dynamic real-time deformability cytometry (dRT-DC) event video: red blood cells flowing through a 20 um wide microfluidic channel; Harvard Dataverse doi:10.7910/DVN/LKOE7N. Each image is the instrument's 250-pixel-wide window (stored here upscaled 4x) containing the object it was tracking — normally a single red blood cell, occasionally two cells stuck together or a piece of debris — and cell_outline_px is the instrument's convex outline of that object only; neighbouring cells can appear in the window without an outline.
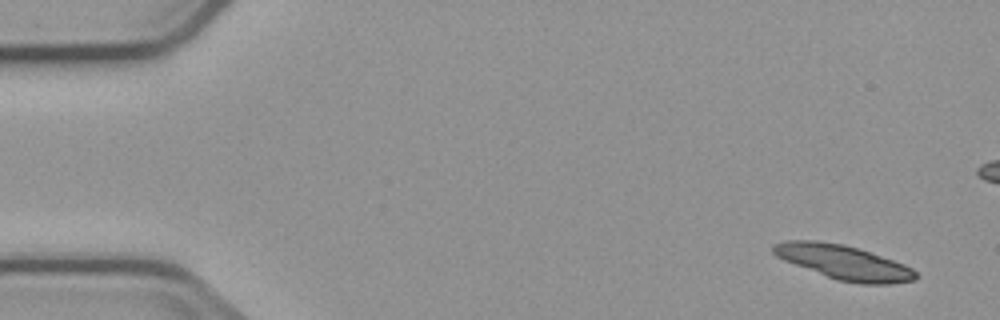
{"species": "common noctule bat (a hibernating species)", "species_latin": "Nyctalus noctula", "temperature_condition": "cold", "stored_images_in_passage": 6, "camera_frame_rate_fps": 3000, "um_per_image_px": 0.085, "animal": {"sex": "male", "body_mass_g": 23.1, "forearm_length_mm": 52.7}, "frame": {"image": 1, "passage_image": 1, "time_ms": 0.0, "image_size_px": [1000, 320], "cell_outline_px": [[920, 276], [916, 280], [892, 284], [860, 284], [836, 280], [784, 260], [776, 256], [772, 252], [772, 244], [788, 240], [816, 240], [844, 244], [904, 264], [912, 268]], "centroid_in_image_um": [71.71, 22.3], "position_along_channel_um": 13.3, "area_um2": 28.5}}
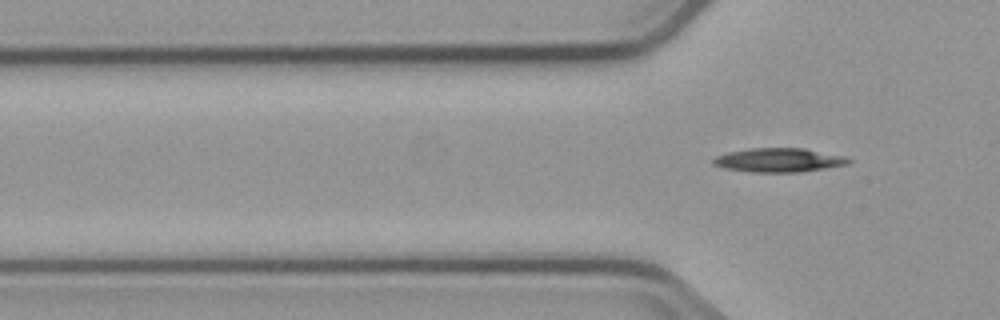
{"frame": {"image": 2, "passage_image": 6, "time_ms": 7.0, "image_size_px": [1000, 320], "cell_outline_px": [[852, 160], [848, 164], [800, 172], [752, 172], [724, 168], [712, 164], [712, 160], [716, 156], [728, 152], [752, 148], [804, 148], [844, 156]], "centroid_in_image_um": [66.18, 13.61], "position_along_channel_um": 59.6, "area_um2": 18.79}}